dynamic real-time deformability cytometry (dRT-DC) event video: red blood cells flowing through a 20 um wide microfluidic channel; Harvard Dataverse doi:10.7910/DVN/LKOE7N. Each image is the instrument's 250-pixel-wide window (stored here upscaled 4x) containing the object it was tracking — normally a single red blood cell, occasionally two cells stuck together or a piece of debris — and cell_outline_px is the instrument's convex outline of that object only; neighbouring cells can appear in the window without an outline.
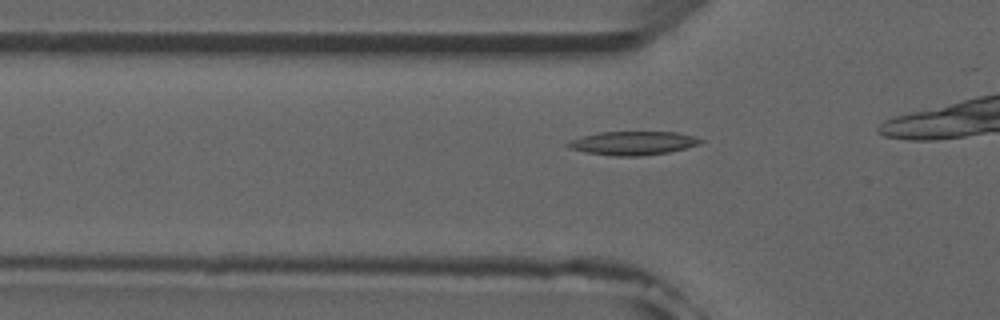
{"species": "common noctule bat (a hibernating species)", "species_latin": "Nyctalus noctula", "temperature_condition": "room temperature", "stored_images_in_passage": 9, "camera_frame_rate_fps": 3000, "um_per_image_px": 0.085, "animal": {"sex": "male", "forearm_length_mm": 52.5}, "frame": {"image": 1, "passage_image": 4, "time_ms": 1.0, "image_size_px": [1000, 320], "cell_outline_px": [[704, 140], [700, 144], [668, 152], [640, 156], [612, 156], [584, 152], [572, 148], [564, 144], [568, 140], [600, 132], [676, 132], [692, 136]], "centroid_in_image_um": [53.77, 12.17], "position_along_channel_um": 72.0, "area_um2": 18.15}}
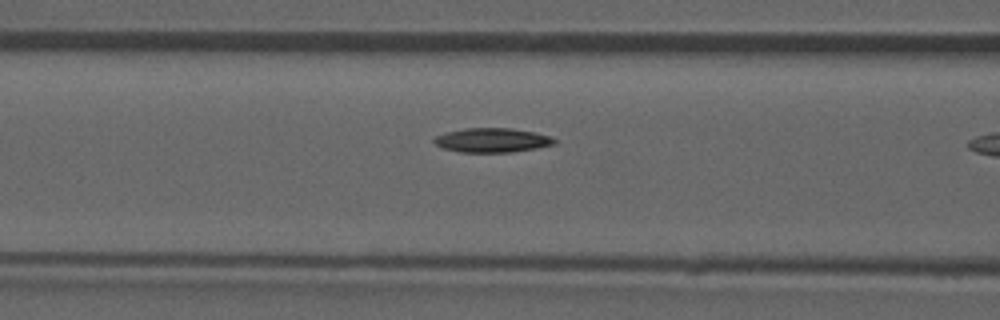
{"frame": {"image": 2, "passage_image": 8, "time_ms": 2.333, "image_size_px": [1000, 320], "cell_outline_px": [[556, 144], [536, 148], [512, 152], [460, 152], [444, 148], [436, 144], [432, 140], [436, 136], [448, 132], [464, 128], [512, 128], [536, 132], [548, 136], [556, 140]], "centroid_in_image_um": [41.85, 11.91], "position_along_channel_um": 124.7, "area_um2": 16.94}}